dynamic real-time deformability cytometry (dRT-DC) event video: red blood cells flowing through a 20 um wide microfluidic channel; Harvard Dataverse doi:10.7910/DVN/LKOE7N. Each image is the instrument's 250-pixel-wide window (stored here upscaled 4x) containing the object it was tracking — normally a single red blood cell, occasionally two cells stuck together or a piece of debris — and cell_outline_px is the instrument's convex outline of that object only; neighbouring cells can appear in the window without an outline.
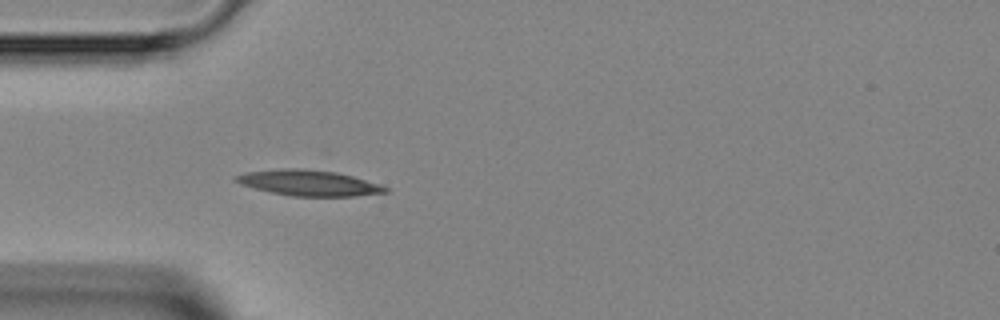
{"species": "Egyptian fruit bat (a non-hibernating species)", "species_latin": "Rousettus aegyptiacus", "temperature_condition": "room temperature", "stored_images_in_passage": 3, "camera_frame_rate_fps": 3000, "um_per_image_px": 0.085, "animal": {"sex": "female"}, "frame": {"image": 1, "passage_image": 3, "time_ms": 2.333, "image_size_px": [1000, 320], "cell_outline_px": [[388, 192], [356, 196], [292, 196], [268, 192], [240, 184], [232, 180], [232, 176], [244, 172], [280, 168], [300, 168], [336, 172], [352, 176], [380, 184], [388, 188]], "centroid_in_image_um": [26.17, 15.54], "position_along_channel_um": 58.8, "area_um2": 22.6}}